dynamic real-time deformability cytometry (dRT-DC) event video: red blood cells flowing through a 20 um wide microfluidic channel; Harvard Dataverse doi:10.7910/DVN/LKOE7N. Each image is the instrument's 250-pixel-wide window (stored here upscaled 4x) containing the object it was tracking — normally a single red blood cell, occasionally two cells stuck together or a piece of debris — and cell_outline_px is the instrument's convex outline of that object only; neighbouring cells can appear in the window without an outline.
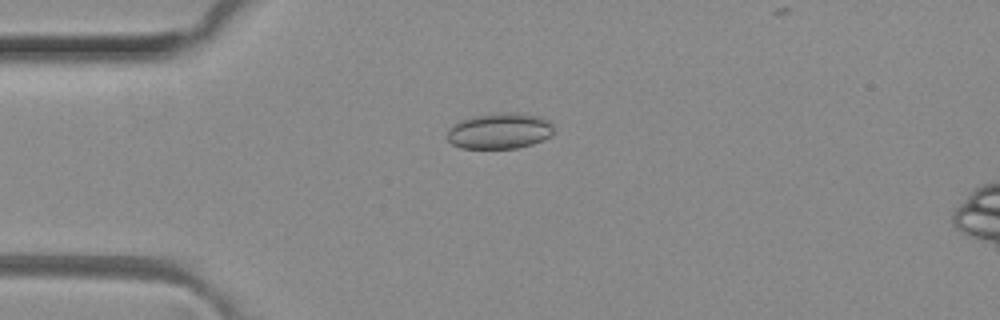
{"species": "common noctule bat (a hibernating species)", "species_latin": "Nyctalus noctula", "temperature_condition": "room temperature", "stored_images_in_passage": 49, "camera_frame_rate_fps": 3000, "um_per_image_px": 0.085, "animal": {"sex": "female", "body_mass_g": 29.2, "forearm_length_mm": 56.3}, "frame": {"image": 1, "passage_image": 13, "time_ms": 4.0, "image_size_px": [1000, 320], "cell_outline_px": [[552, 136], [544, 140], [532, 144], [516, 148], [460, 148], [452, 144], [448, 140], [448, 128], [460, 120], [476, 116], [508, 112], [540, 116], [548, 120], [552, 124]], "centroid_in_image_um": [42.48, 11.14], "position_along_channel_um": 42.5, "area_um2": 22.14}}
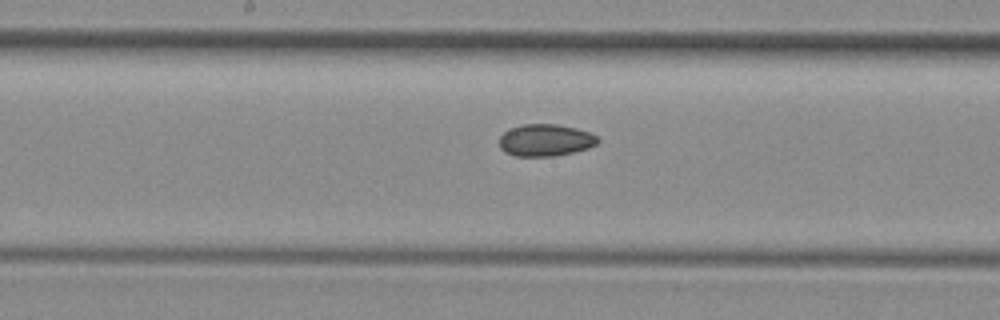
{"frame": {"image": 2, "passage_image": 26, "time_ms": 8.333, "image_size_px": [1000, 320], "cell_outline_px": [[600, 140], [596, 144], [588, 148], [556, 156], [516, 156], [504, 152], [500, 148], [500, 136], [504, 132], [512, 128], [524, 124], [556, 124], [576, 128], [588, 132], [596, 136]], "centroid_in_image_um": [46.35, 11.92], "position_along_channel_um": 201.8, "area_um2": 18.26}}
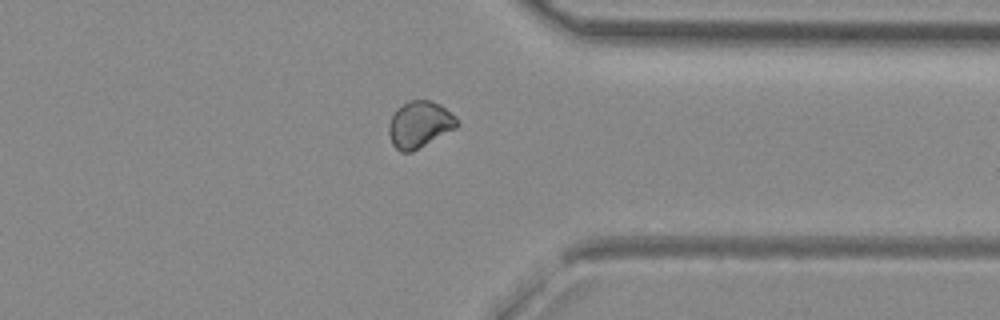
{"frame": {"image": 3, "passage_image": 39, "time_ms": 12.667, "image_size_px": [1000, 320], "cell_outline_px": [[460, 124], [456, 128], [412, 152], [400, 152], [392, 144], [388, 132], [388, 124], [396, 108], [408, 100], [428, 100], [440, 104], [456, 116], [460, 120]], "centroid_in_image_um": [35.67, 10.57], "position_along_channel_um": 375.7, "area_um2": 18.73}, "authors_computed_cell_mechanics": {"area_um2": 18.8428, "velocity_mm_per_s": 4.1489, "shape_relaxation_time_tau1_ms": null, "shape_relaxation_time_tau2_ms": 3.7016, "deformation_change_tau1": null, "deformation_change_tau2": 0.0677}}